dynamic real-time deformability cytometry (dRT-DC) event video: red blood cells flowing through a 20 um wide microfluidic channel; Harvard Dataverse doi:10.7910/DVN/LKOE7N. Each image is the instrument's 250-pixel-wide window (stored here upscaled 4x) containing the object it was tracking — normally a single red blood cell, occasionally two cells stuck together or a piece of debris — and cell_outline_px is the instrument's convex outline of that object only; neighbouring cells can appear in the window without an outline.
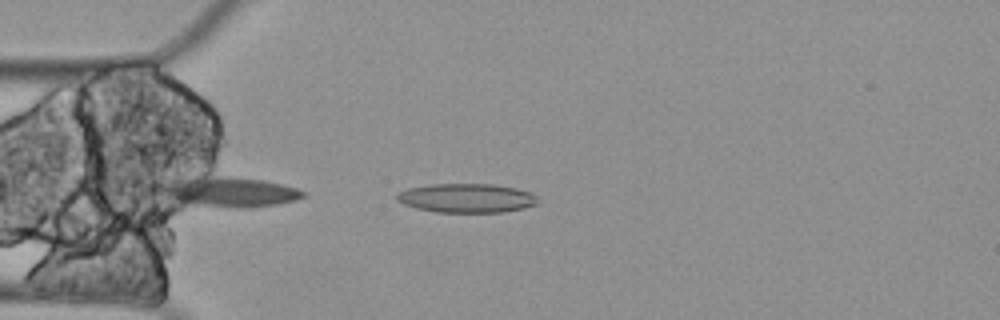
{"species": "Egyptian fruit bat (a non-hibernating species)", "species_latin": "Rousettus aegyptiacus", "temperature_condition": "cold", "stored_images_in_passage": 8, "camera_frame_rate_fps": 3000, "um_per_image_px": 0.085, "animal": {"sex": "female"}, "frame": {"image": 1, "passage_image": 3, "time_ms": 0.667, "image_size_px": [1000, 320], "cell_outline_px": [[536, 204], [524, 208], [500, 212], [436, 212], [416, 208], [404, 204], [396, 200], [396, 192], [408, 188], [428, 184], [492, 184], [516, 188], [532, 192], [536, 196]], "centroid_in_image_um": [39.62, 16.83], "position_along_channel_um": 45.4, "area_um2": 23.93}}
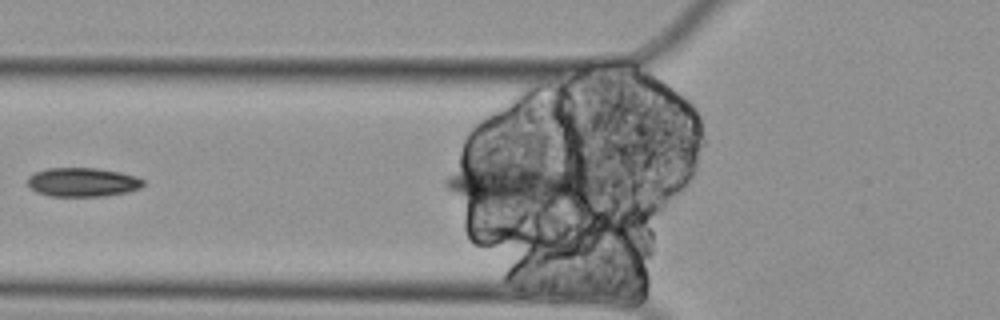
{"frame": {"image": 2, "passage_image": 7, "time_ms": 2.0, "image_size_px": [1000, 320], "cell_outline_px": [[144, 184], [140, 188], [128, 192], [104, 196], [48, 196], [36, 192], [28, 184], [28, 176], [36, 172], [48, 168], [96, 168], [120, 172], [136, 176], [144, 180]], "centroid_in_image_um": [7.03, 15.49], "position_along_channel_um": 118.8, "area_um2": 19.54}}